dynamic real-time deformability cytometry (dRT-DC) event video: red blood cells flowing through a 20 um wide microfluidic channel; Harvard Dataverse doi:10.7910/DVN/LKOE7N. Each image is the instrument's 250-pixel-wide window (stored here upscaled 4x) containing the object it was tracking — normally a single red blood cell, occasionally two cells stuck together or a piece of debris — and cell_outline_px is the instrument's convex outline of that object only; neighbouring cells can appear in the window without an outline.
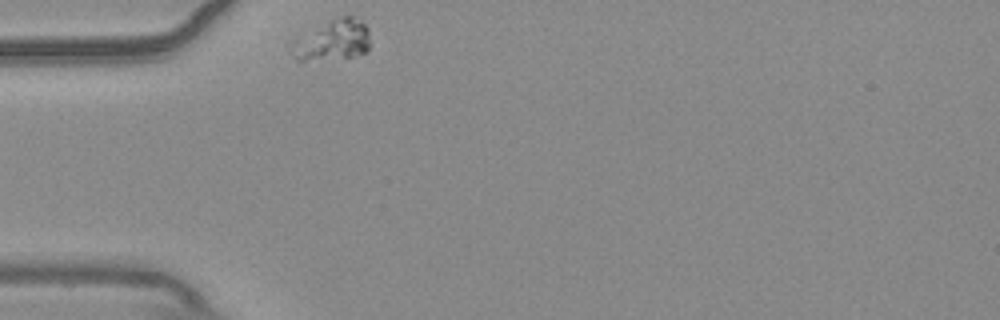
{"species": "common noctule bat (a hibernating species)", "species_latin": "Nyctalus noctula", "temperature_condition": "warm", "stored_images_in_passage": 36, "camera_frame_rate_fps": 3000, "um_per_image_px": 0.085, "animal": {"sex": "male", "body_mass_g": 20.4}, "frame": {"image": 1, "passage_image": 1, "time_ms": 0.0, "image_size_px": [1000, 320], "cell_outline_px": [[368, 52], [352, 56], [304, 60], [296, 60], [288, 52], [284, 44], [328, 20], [340, 16], [352, 16], [360, 20], [368, 28]], "centroid_in_image_um": [28.15, 3.41], "position_along_channel_um": 56.8, "area_um2": 18.9}}
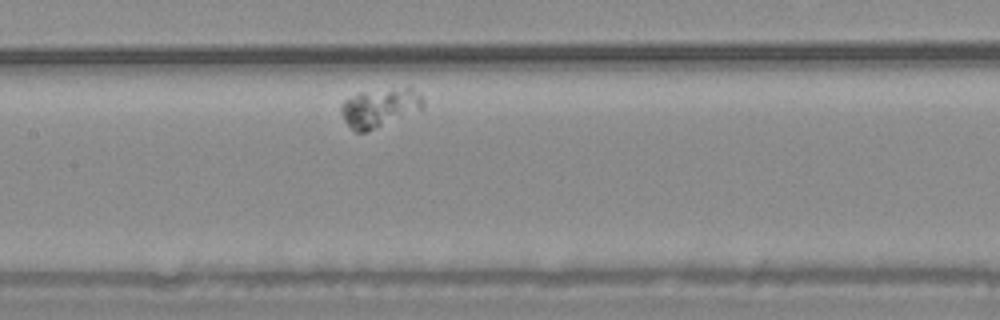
{"frame": {"image": 2, "passage_image": 14, "time_ms": 4.333, "image_size_px": [1000, 320], "cell_outline_px": [[424, 108], [364, 132], [352, 132], [344, 120], [340, 112], [340, 108], [344, 100], [360, 92], [408, 84], [424, 100]], "centroid_in_image_um": [32.28, 9.1], "position_along_channel_um": 175.1, "area_um2": 18.84}}
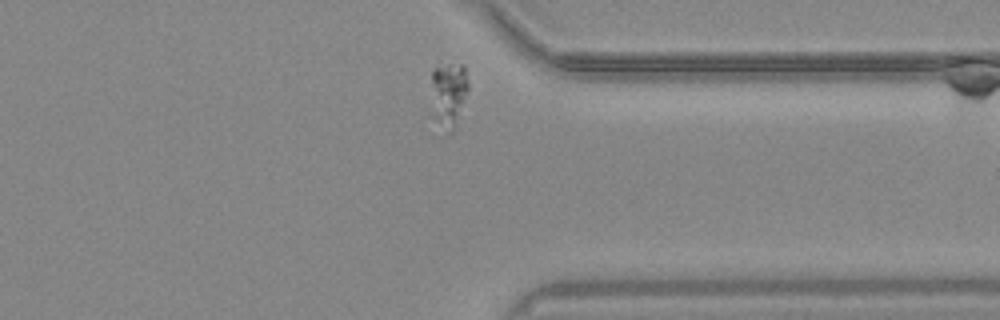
{"frame": {"image": 3, "passage_image": 33, "time_ms": 10.667, "image_size_px": [1000, 320], "cell_outline_px": [[468, 88], [452, 132], [448, 136], [432, 116], [432, 72], [436, 68], [448, 64], [460, 64], [464, 68], [468, 84]], "centroid_in_image_um": [38.1, 8.06], "position_along_channel_um": 373.3, "area_um2": 13.76}}